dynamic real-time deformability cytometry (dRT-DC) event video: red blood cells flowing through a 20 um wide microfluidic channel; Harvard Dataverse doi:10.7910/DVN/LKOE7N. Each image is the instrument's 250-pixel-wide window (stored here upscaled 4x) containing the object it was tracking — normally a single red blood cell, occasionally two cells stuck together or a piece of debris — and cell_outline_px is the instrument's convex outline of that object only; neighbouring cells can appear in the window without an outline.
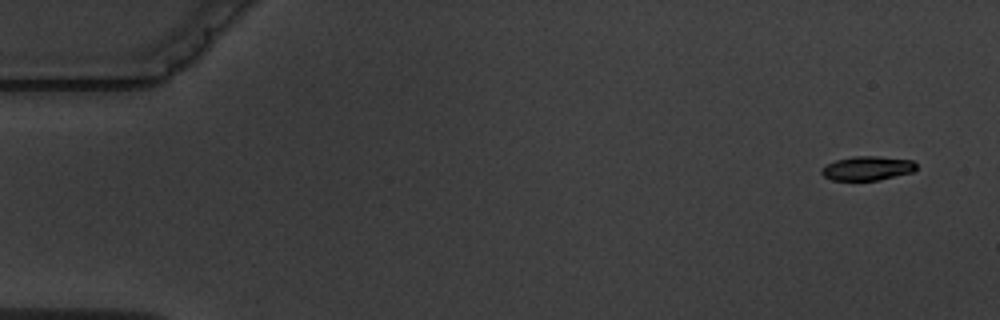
{"species": "common noctule bat (a hibernating species)", "species_latin": "Nyctalus noctula", "temperature_condition": "warm", "stored_images_in_passage": 5, "camera_frame_rate_fps": 3000, "um_per_image_px": 0.085, "animal": {"sex": "male", "body_mass_g": 19.5, "forearm_length_mm": 54.6}, "frame": {"image": 1, "passage_image": 1, "time_ms": 0.0, "image_size_px": [1000, 320], "cell_outline_px": [[916, 168], [912, 172], [880, 180], [832, 180], [824, 176], [820, 172], [820, 168], [836, 160], [852, 156], [876, 156], [912, 160], [916, 164]], "centroid_in_image_um": [73.71, 14.3], "position_along_channel_um": 11.3, "area_um2": 13.29}}
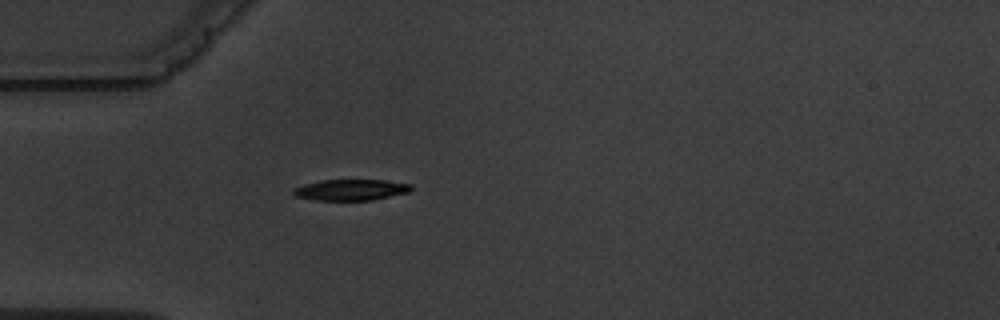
{"frame": {"image": 2, "passage_image": 5, "time_ms": 4.667, "image_size_px": [1000, 320], "cell_outline_px": [[412, 188], [408, 192], [372, 200], [316, 200], [296, 196], [292, 192], [292, 188], [304, 184], [324, 180], [384, 180], [412, 184]], "centroid_in_image_um": [29.81, 16.13], "position_along_channel_um": 55.2, "area_um2": 14.33}}